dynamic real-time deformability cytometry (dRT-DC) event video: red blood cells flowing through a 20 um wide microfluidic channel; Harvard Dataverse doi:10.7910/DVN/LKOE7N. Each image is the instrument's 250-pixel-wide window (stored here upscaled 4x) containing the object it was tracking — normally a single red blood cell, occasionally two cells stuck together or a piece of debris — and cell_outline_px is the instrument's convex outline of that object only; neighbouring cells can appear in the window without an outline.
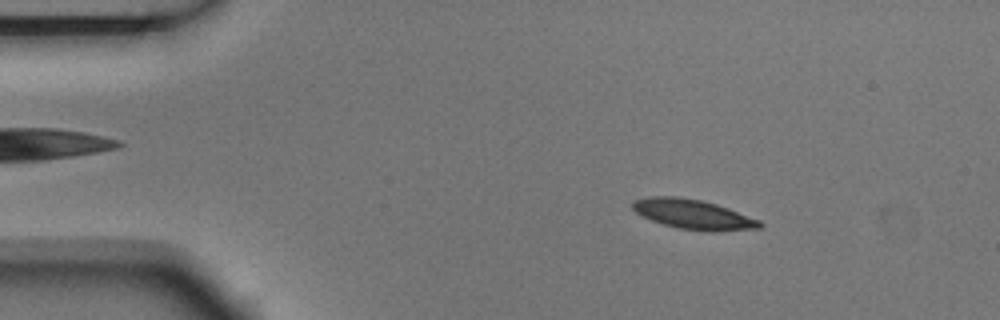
{"species": "Egyptian fruit bat (a non-hibernating species)", "species_latin": "Rousettus aegyptiacus", "temperature_condition": "room temperature", "stored_images_in_passage": 4, "camera_frame_rate_fps": 3000, "um_per_image_px": 0.085, "animal": {"sex": "male"}, "frame": {"image": 1, "passage_image": 2, "time_ms": 0.333, "image_size_px": [1000, 320], "cell_outline_px": [[764, 224], [760, 228], [716, 232], [712, 232], [676, 228], [652, 220], [636, 212], [632, 208], [632, 200], [652, 196], [676, 196], [700, 200], [716, 204], [728, 208], [760, 220]], "centroid_in_image_um": [58.94, 18.22], "position_along_channel_um": 26.1, "area_um2": 22.02}}